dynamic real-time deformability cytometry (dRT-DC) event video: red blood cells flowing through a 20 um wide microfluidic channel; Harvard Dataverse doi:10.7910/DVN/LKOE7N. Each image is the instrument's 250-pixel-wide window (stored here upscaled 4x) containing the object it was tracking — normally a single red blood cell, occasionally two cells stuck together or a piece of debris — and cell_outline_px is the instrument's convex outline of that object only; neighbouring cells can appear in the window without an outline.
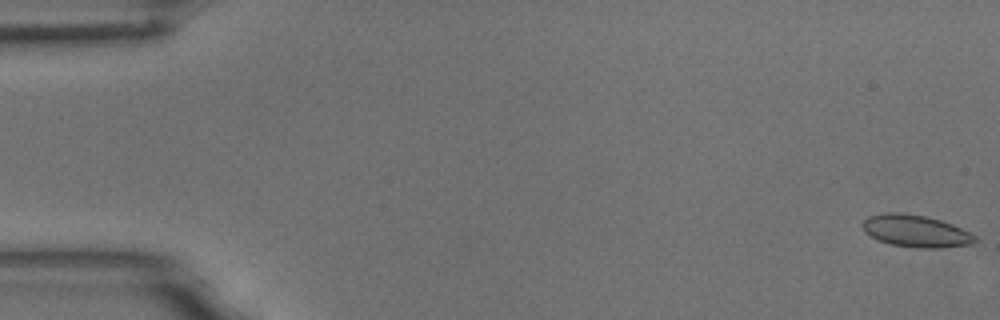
{"species": "common noctule bat (a hibernating species)", "species_latin": "Nyctalus noctula", "temperature_condition": "room temperature", "stored_images_in_passage": 57, "camera_frame_rate_fps": 3000, "um_per_image_px": 0.085, "animal": {"sex": "male", "body_mass_g": 18.8}, "frame": {"image": 1, "passage_image": 1, "time_ms": 0.0, "image_size_px": [1000, 320], "cell_outline_px": [[976, 240], [972, 244], [940, 248], [916, 248], [892, 244], [880, 240], [864, 232], [864, 220], [868, 216], [884, 212], [900, 212], [924, 216], [940, 220], [952, 224], [976, 236]], "centroid_in_image_um": [77.84, 19.63], "position_along_channel_um": 7.2, "area_um2": 20.81}}
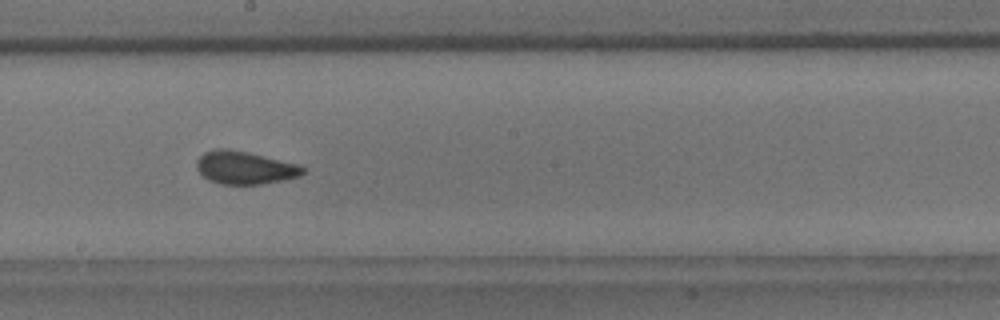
{"frame": {"image": 2, "passage_image": 32, "time_ms": 10.333, "image_size_px": [1000, 320], "cell_outline_px": [[304, 172], [300, 176], [260, 184], [220, 184], [208, 180], [196, 168], [196, 160], [204, 152], [216, 148], [228, 148], [248, 152], [296, 164], [304, 168]], "centroid_in_image_um": [20.74, 14.24], "position_along_channel_um": 227.5, "area_um2": 20.17}}
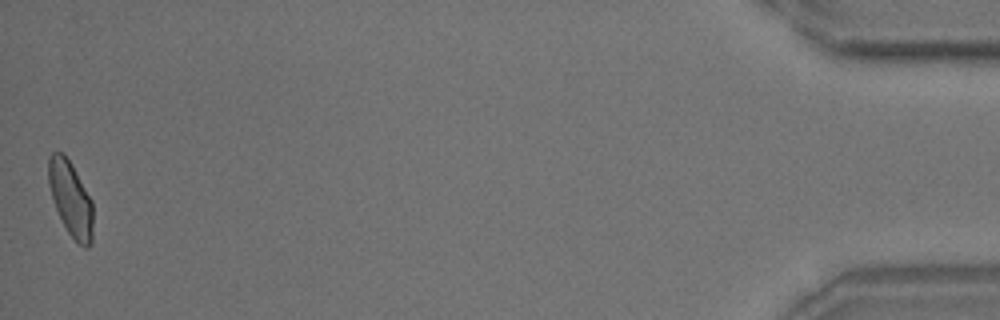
{"frame": {"image": 3, "passage_image": 57, "time_ms": 18.667, "image_size_px": [1000, 320], "cell_outline_px": [[92, 244], [88, 248], [84, 248], [68, 232], [56, 208], [48, 184], [48, 156], [52, 152], [64, 152], [72, 164], [92, 200]], "centroid_in_image_um": [6.01, 16.85], "position_along_channel_um": 429.2, "area_um2": 19.36}, "authors_computed_cell_mechanics": {"area_um2": 20.0566, "velocity_mm_per_s": 3.5459, "shape_relaxation_time_tau1_ms": null, "shape_relaxation_time_tau2_ms": 1.1754, "deformation_change_tau1": null, "deformation_change_tau2": 0.0732}}